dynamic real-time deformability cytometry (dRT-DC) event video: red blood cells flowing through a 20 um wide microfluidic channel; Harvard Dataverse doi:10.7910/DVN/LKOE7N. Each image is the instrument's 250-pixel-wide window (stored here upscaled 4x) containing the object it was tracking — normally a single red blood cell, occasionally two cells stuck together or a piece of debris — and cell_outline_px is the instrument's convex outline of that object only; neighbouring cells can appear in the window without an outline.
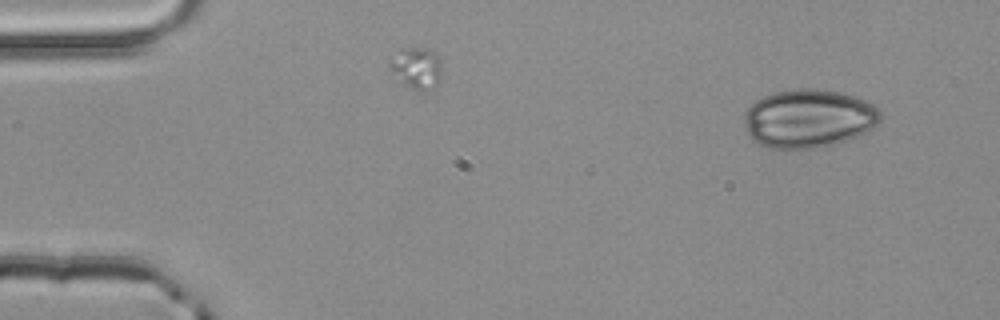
{"species": "common noctule bat (a hibernating species)", "species_latin": "Nyctalus noctula", "temperature_condition": "room temperature", "stored_images_in_passage": 4, "camera_frame_rate_fps": 3000, "um_per_image_px": 0.085, "animal": {"sex": "male", "body_mass_g": 20.4}, "frame": {"image": 1, "passage_image": 1, "time_ms": 0.0, "image_size_px": [1000, 320], "cell_outline_px": [[880, 124], [856, 136], [836, 144], [816, 148], [768, 148], [752, 140], [744, 124], [744, 116], [748, 108], [756, 100], [764, 96], [776, 92], [796, 88], [812, 88], [840, 92], [856, 96], [872, 104], [880, 112]], "centroid_in_image_um": [68.73, 10.07], "position_along_channel_um": 16.3, "area_um2": 46.36}}